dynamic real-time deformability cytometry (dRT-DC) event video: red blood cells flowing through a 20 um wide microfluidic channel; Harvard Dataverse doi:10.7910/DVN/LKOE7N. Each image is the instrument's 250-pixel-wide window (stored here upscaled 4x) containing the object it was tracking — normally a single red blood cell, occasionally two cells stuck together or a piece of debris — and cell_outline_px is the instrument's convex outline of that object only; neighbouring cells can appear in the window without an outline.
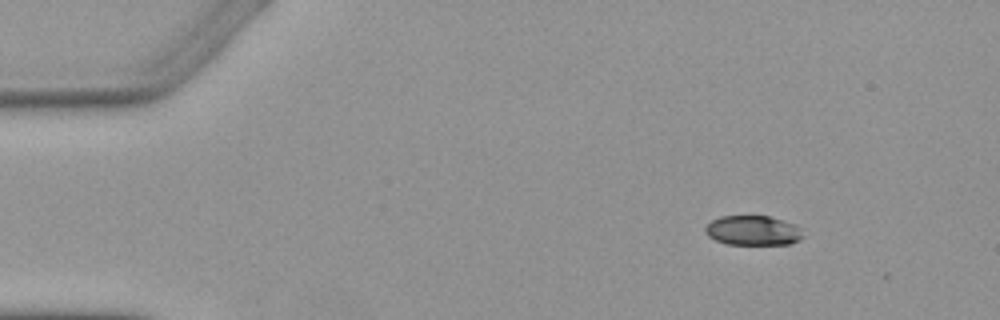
{"species": "Egyptian fruit bat (a non-hibernating species)", "species_latin": "Rousettus aegyptiacus", "temperature_condition": "warm", "stored_images_in_passage": 5, "camera_frame_rate_fps": 3000, "um_per_image_px": 0.085, "animal": {"sex": "female"}, "frame": {"image": 1, "passage_image": 1, "time_ms": 0.0, "image_size_px": [1000, 320], "cell_outline_px": [[804, 236], [800, 240], [788, 244], [728, 244], [716, 240], [708, 236], [704, 232], [704, 228], [712, 220], [720, 216], [768, 216], [784, 220], [796, 224], [800, 228]], "centroid_in_image_um": [64.02, 19.59], "position_along_channel_um": 21.0, "area_um2": 16.99}}
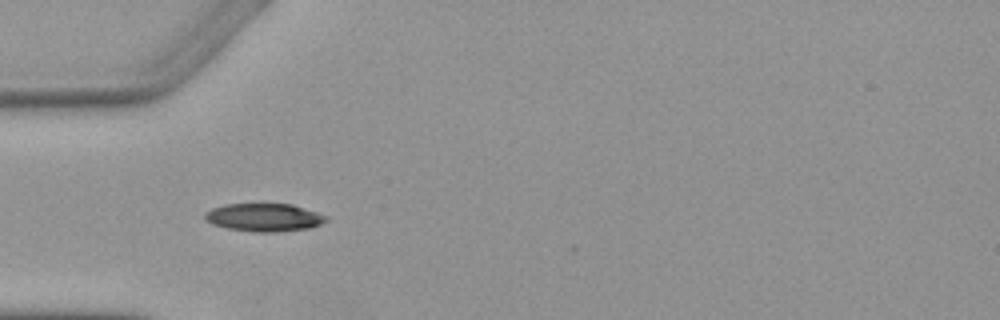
{"frame": {"image": 2, "passage_image": 4, "time_ms": 3.333, "image_size_px": [1000, 320], "cell_outline_px": [[328, 220], [320, 224], [308, 228], [272, 232], [256, 232], [228, 228], [212, 224], [204, 220], [204, 212], [212, 208], [224, 204], [292, 204], [328, 216]], "centroid_in_image_um": [22.41, 18.47], "position_along_channel_um": 62.6, "area_um2": 19.71}}